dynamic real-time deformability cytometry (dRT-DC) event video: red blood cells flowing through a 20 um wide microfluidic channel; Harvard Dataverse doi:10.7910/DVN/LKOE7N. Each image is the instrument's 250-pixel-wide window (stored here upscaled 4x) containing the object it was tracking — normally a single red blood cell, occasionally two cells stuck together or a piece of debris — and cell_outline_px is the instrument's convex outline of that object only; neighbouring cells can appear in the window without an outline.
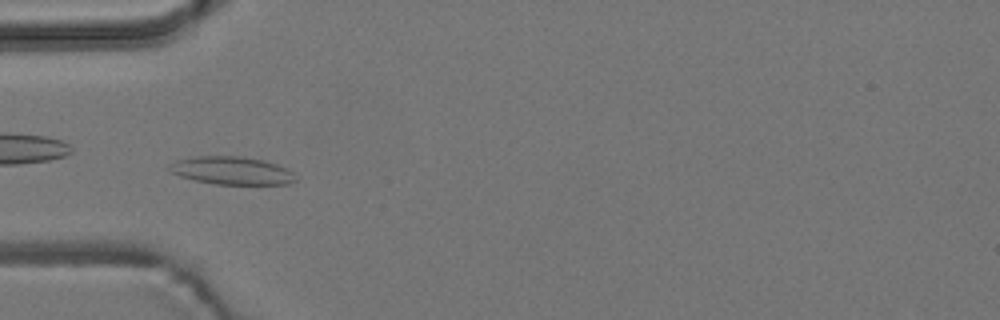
{"species": "common noctule bat (a hibernating species)", "species_latin": "Nyctalus noctula", "temperature_condition": "room temperature", "stored_images_in_passage": 9, "camera_frame_rate_fps": 3000, "um_per_image_px": 0.085, "animal": {"sex": "male", "body_mass_g": 19.2, "forearm_length_mm": 51.8}, "frame": {"image": 1, "passage_image": 4, "time_ms": 4.333, "image_size_px": [1000, 320], "cell_outline_px": [[296, 180], [288, 184], [216, 184], [196, 180], [180, 176], [168, 172], [164, 168], [176, 160], [196, 156], [240, 156], [264, 160], [288, 168], [292, 172]], "centroid_in_image_um": [19.65, 14.49], "position_along_channel_um": 65.4, "area_um2": 20.63}}
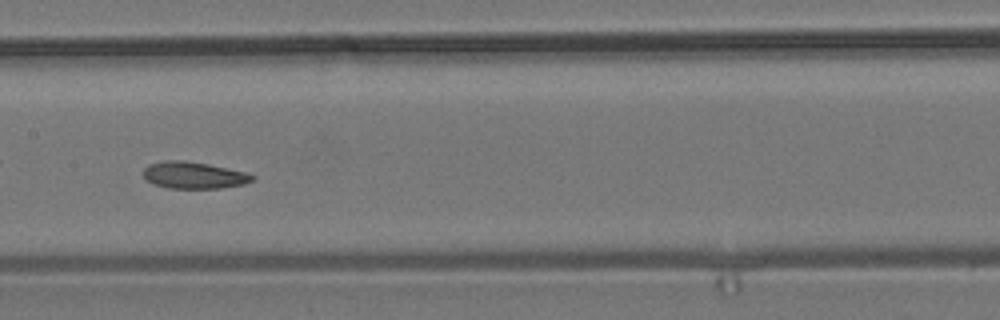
{"frame": {"image": 2, "passage_image": 7, "time_ms": 7.667, "image_size_px": [1000, 320], "cell_outline_px": [[256, 176], [252, 180], [244, 184], [220, 188], [168, 188], [152, 184], [144, 176], [144, 168], [148, 164], [164, 160], [184, 160], [208, 164], [244, 172]], "centroid_in_image_um": [16.44, 14.89], "position_along_channel_um": 191.0, "area_um2": 16.94}}
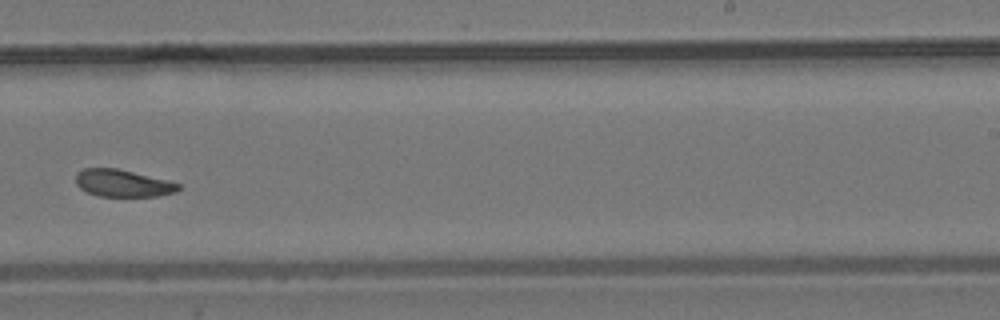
{"frame": {"image": 3, "passage_image": 9, "time_ms": 10.0, "image_size_px": [1000, 320], "cell_outline_px": [[180, 188], [176, 192], [156, 196], [96, 196], [80, 188], [76, 184], [76, 172], [84, 168], [116, 168], [180, 184]], "centroid_in_image_um": [10.38, 15.58], "position_along_channel_um": 278.6, "area_um2": 16.01}}